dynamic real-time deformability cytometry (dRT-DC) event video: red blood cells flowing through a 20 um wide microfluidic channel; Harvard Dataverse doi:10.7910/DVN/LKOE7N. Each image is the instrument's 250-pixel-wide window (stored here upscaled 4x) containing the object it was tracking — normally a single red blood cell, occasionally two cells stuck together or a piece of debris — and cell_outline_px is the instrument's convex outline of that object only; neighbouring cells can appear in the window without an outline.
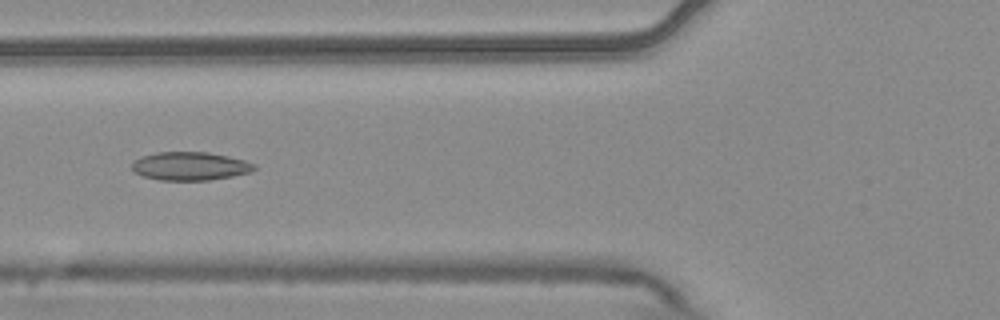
{"species": "common noctule bat (a hibernating species)", "species_latin": "Nyctalus noctula", "temperature_condition": "warm", "stored_images_in_passage": 7, "camera_frame_rate_fps": 3000, "um_per_image_px": 0.085, "animal": {"sex": "male", "body_mass_g": 20.4}, "frame": {"image": 1, "passage_image": 6, "time_ms": 1.667, "image_size_px": [1000, 320], "cell_outline_px": [[256, 168], [252, 172], [232, 176], [208, 180], [160, 180], [144, 176], [132, 172], [132, 160], [140, 156], [156, 152], [208, 152], [228, 156], [244, 160], [256, 164]], "centroid_in_image_um": [16.13, 14.11], "position_along_channel_um": 109.7, "area_um2": 20.4}}
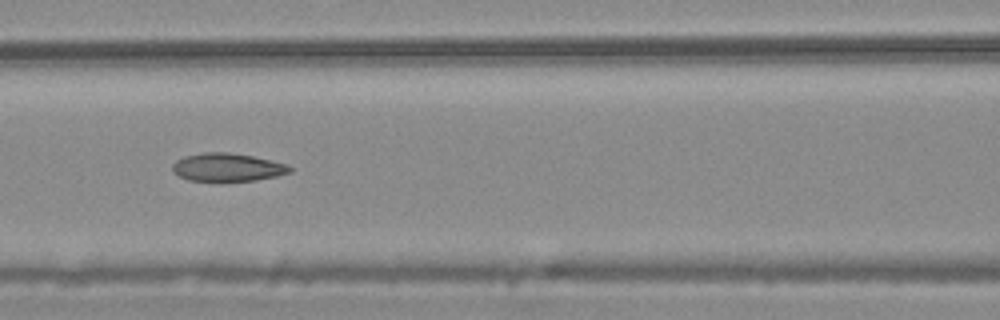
{"frame": {"image": 2, "passage_image": 7, "time_ms": 2.0, "image_size_px": [1000, 320], "cell_outline_px": [[292, 172], [276, 176], [256, 180], [188, 180], [172, 172], [172, 164], [176, 160], [184, 156], [204, 152], [228, 152], [252, 156], [272, 160], [288, 164], [292, 168]], "centroid_in_image_um": [19.34, 14.2], "position_along_channel_um": 147.3, "area_um2": 19.13}}